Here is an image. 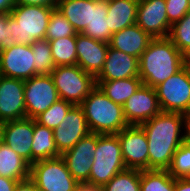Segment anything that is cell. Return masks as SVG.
Masks as SVG:
<instances>
[{"mask_svg":"<svg viewBox=\"0 0 190 191\" xmlns=\"http://www.w3.org/2000/svg\"><path fill=\"white\" fill-rule=\"evenodd\" d=\"M175 191H190V178L175 179Z\"/></svg>","mask_w":190,"mask_h":191,"instance_id":"41","label":"cell"},{"mask_svg":"<svg viewBox=\"0 0 190 191\" xmlns=\"http://www.w3.org/2000/svg\"><path fill=\"white\" fill-rule=\"evenodd\" d=\"M26 117L34 119L60 98L50 74L35 75L24 80Z\"/></svg>","mask_w":190,"mask_h":191,"instance_id":"10","label":"cell"},{"mask_svg":"<svg viewBox=\"0 0 190 191\" xmlns=\"http://www.w3.org/2000/svg\"><path fill=\"white\" fill-rule=\"evenodd\" d=\"M117 136L127 169L148 170V142L143 128L128 125Z\"/></svg>","mask_w":190,"mask_h":191,"instance_id":"11","label":"cell"},{"mask_svg":"<svg viewBox=\"0 0 190 191\" xmlns=\"http://www.w3.org/2000/svg\"><path fill=\"white\" fill-rule=\"evenodd\" d=\"M55 144L53 129L35 122L32 142V164L37 161L60 157Z\"/></svg>","mask_w":190,"mask_h":191,"instance_id":"24","label":"cell"},{"mask_svg":"<svg viewBox=\"0 0 190 191\" xmlns=\"http://www.w3.org/2000/svg\"><path fill=\"white\" fill-rule=\"evenodd\" d=\"M109 43L93 39L81 33L77 34V65L95 78L104 67Z\"/></svg>","mask_w":190,"mask_h":191,"instance_id":"19","label":"cell"},{"mask_svg":"<svg viewBox=\"0 0 190 191\" xmlns=\"http://www.w3.org/2000/svg\"><path fill=\"white\" fill-rule=\"evenodd\" d=\"M73 106V103L59 99L46 111L36 116L35 122L47 128L55 129L62 123Z\"/></svg>","mask_w":190,"mask_h":191,"instance_id":"30","label":"cell"},{"mask_svg":"<svg viewBox=\"0 0 190 191\" xmlns=\"http://www.w3.org/2000/svg\"><path fill=\"white\" fill-rule=\"evenodd\" d=\"M0 75L27 80L34 76L31 45H5L0 49Z\"/></svg>","mask_w":190,"mask_h":191,"instance_id":"12","label":"cell"},{"mask_svg":"<svg viewBox=\"0 0 190 191\" xmlns=\"http://www.w3.org/2000/svg\"><path fill=\"white\" fill-rule=\"evenodd\" d=\"M13 191H40L39 188L29 178L17 183Z\"/></svg>","mask_w":190,"mask_h":191,"instance_id":"38","label":"cell"},{"mask_svg":"<svg viewBox=\"0 0 190 191\" xmlns=\"http://www.w3.org/2000/svg\"><path fill=\"white\" fill-rule=\"evenodd\" d=\"M56 9L77 33L109 43L108 0H57Z\"/></svg>","mask_w":190,"mask_h":191,"instance_id":"3","label":"cell"},{"mask_svg":"<svg viewBox=\"0 0 190 191\" xmlns=\"http://www.w3.org/2000/svg\"><path fill=\"white\" fill-rule=\"evenodd\" d=\"M34 119L22 118L4 122L3 136L5 142L19 156L32 165V142Z\"/></svg>","mask_w":190,"mask_h":191,"instance_id":"18","label":"cell"},{"mask_svg":"<svg viewBox=\"0 0 190 191\" xmlns=\"http://www.w3.org/2000/svg\"><path fill=\"white\" fill-rule=\"evenodd\" d=\"M77 36L49 41L55 66L77 65Z\"/></svg>","mask_w":190,"mask_h":191,"instance_id":"27","label":"cell"},{"mask_svg":"<svg viewBox=\"0 0 190 191\" xmlns=\"http://www.w3.org/2000/svg\"><path fill=\"white\" fill-rule=\"evenodd\" d=\"M136 24L152 38L168 37L171 24L167 17L166 0H139Z\"/></svg>","mask_w":190,"mask_h":191,"instance_id":"15","label":"cell"},{"mask_svg":"<svg viewBox=\"0 0 190 191\" xmlns=\"http://www.w3.org/2000/svg\"><path fill=\"white\" fill-rule=\"evenodd\" d=\"M143 84L139 77L113 81H96L100 90L114 103L123 105Z\"/></svg>","mask_w":190,"mask_h":191,"instance_id":"25","label":"cell"},{"mask_svg":"<svg viewBox=\"0 0 190 191\" xmlns=\"http://www.w3.org/2000/svg\"><path fill=\"white\" fill-rule=\"evenodd\" d=\"M59 98L80 105L97 86L96 78L78 65L55 66L50 73Z\"/></svg>","mask_w":190,"mask_h":191,"instance_id":"7","label":"cell"},{"mask_svg":"<svg viewBox=\"0 0 190 191\" xmlns=\"http://www.w3.org/2000/svg\"><path fill=\"white\" fill-rule=\"evenodd\" d=\"M97 141L98 134L90 132L74 147L61 155L67 165L68 171L77 181H89Z\"/></svg>","mask_w":190,"mask_h":191,"instance_id":"16","label":"cell"},{"mask_svg":"<svg viewBox=\"0 0 190 191\" xmlns=\"http://www.w3.org/2000/svg\"><path fill=\"white\" fill-rule=\"evenodd\" d=\"M188 62L168 37L153 38L139 57V78L144 85L155 88Z\"/></svg>","mask_w":190,"mask_h":191,"instance_id":"2","label":"cell"},{"mask_svg":"<svg viewBox=\"0 0 190 191\" xmlns=\"http://www.w3.org/2000/svg\"><path fill=\"white\" fill-rule=\"evenodd\" d=\"M141 170L126 169L117 173L107 184L104 191H140Z\"/></svg>","mask_w":190,"mask_h":191,"instance_id":"31","label":"cell"},{"mask_svg":"<svg viewBox=\"0 0 190 191\" xmlns=\"http://www.w3.org/2000/svg\"><path fill=\"white\" fill-rule=\"evenodd\" d=\"M139 77V59L109 46L104 67L96 81H113Z\"/></svg>","mask_w":190,"mask_h":191,"instance_id":"20","label":"cell"},{"mask_svg":"<svg viewBox=\"0 0 190 191\" xmlns=\"http://www.w3.org/2000/svg\"><path fill=\"white\" fill-rule=\"evenodd\" d=\"M164 112L190 113V61L177 73L155 87Z\"/></svg>","mask_w":190,"mask_h":191,"instance_id":"8","label":"cell"},{"mask_svg":"<svg viewBox=\"0 0 190 191\" xmlns=\"http://www.w3.org/2000/svg\"><path fill=\"white\" fill-rule=\"evenodd\" d=\"M89 133L90 129L82 107L80 105H74L62 123L53 129L58 152L62 155Z\"/></svg>","mask_w":190,"mask_h":191,"instance_id":"14","label":"cell"},{"mask_svg":"<svg viewBox=\"0 0 190 191\" xmlns=\"http://www.w3.org/2000/svg\"><path fill=\"white\" fill-rule=\"evenodd\" d=\"M19 181L0 176V191H13Z\"/></svg>","mask_w":190,"mask_h":191,"instance_id":"39","label":"cell"},{"mask_svg":"<svg viewBox=\"0 0 190 191\" xmlns=\"http://www.w3.org/2000/svg\"><path fill=\"white\" fill-rule=\"evenodd\" d=\"M90 129L97 134H117L128 126L122 105L114 103L98 86L80 104Z\"/></svg>","mask_w":190,"mask_h":191,"instance_id":"5","label":"cell"},{"mask_svg":"<svg viewBox=\"0 0 190 191\" xmlns=\"http://www.w3.org/2000/svg\"><path fill=\"white\" fill-rule=\"evenodd\" d=\"M126 169L117 134H98L89 181L104 186L117 173Z\"/></svg>","mask_w":190,"mask_h":191,"instance_id":"6","label":"cell"},{"mask_svg":"<svg viewBox=\"0 0 190 191\" xmlns=\"http://www.w3.org/2000/svg\"><path fill=\"white\" fill-rule=\"evenodd\" d=\"M3 128H4V123L0 121V145L3 143L4 140Z\"/></svg>","mask_w":190,"mask_h":191,"instance_id":"43","label":"cell"},{"mask_svg":"<svg viewBox=\"0 0 190 191\" xmlns=\"http://www.w3.org/2000/svg\"><path fill=\"white\" fill-rule=\"evenodd\" d=\"M166 11L169 23L181 20L189 11L188 0H166Z\"/></svg>","mask_w":190,"mask_h":191,"instance_id":"34","label":"cell"},{"mask_svg":"<svg viewBox=\"0 0 190 191\" xmlns=\"http://www.w3.org/2000/svg\"><path fill=\"white\" fill-rule=\"evenodd\" d=\"M168 38L190 61V11L181 20L171 25Z\"/></svg>","mask_w":190,"mask_h":191,"instance_id":"28","label":"cell"},{"mask_svg":"<svg viewBox=\"0 0 190 191\" xmlns=\"http://www.w3.org/2000/svg\"><path fill=\"white\" fill-rule=\"evenodd\" d=\"M147 136L148 170H168L176 150L184 142L185 114L161 111L140 124Z\"/></svg>","mask_w":190,"mask_h":191,"instance_id":"1","label":"cell"},{"mask_svg":"<svg viewBox=\"0 0 190 191\" xmlns=\"http://www.w3.org/2000/svg\"><path fill=\"white\" fill-rule=\"evenodd\" d=\"M152 39L135 23L112 34L109 46L139 59Z\"/></svg>","mask_w":190,"mask_h":191,"instance_id":"21","label":"cell"},{"mask_svg":"<svg viewBox=\"0 0 190 191\" xmlns=\"http://www.w3.org/2000/svg\"><path fill=\"white\" fill-rule=\"evenodd\" d=\"M122 108L128 125H140L162 111L155 88L144 84L127 99Z\"/></svg>","mask_w":190,"mask_h":191,"instance_id":"13","label":"cell"},{"mask_svg":"<svg viewBox=\"0 0 190 191\" xmlns=\"http://www.w3.org/2000/svg\"><path fill=\"white\" fill-rule=\"evenodd\" d=\"M184 142L190 144V113L185 115Z\"/></svg>","mask_w":190,"mask_h":191,"instance_id":"42","label":"cell"},{"mask_svg":"<svg viewBox=\"0 0 190 191\" xmlns=\"http://www.w3.org/2000/svg\"><path fill=\"white\" fill-rule=\"evenodd\" d=\"M56 7L38 5H17L7 14L9 42L7 45H31L36 40L45 39L52 11Z\"/></svg>","mask_w":190,"mask_h":191,"instance_id":"4","label":"cell"},{"mask_svg":"<svg viewBox=\"0 0 190 191\" xmlns=\"http://www.w3.org/2000/svg\"><path fill=\"white\" fill-rule=\"evenodd\" d=\"M140 191H175V178L168 170H141Z\"/></svg>","mask_w":190,"mask_h":191,"instance_id":"26","label":"cell"},{"mask_svg":"<svg viewBox=\"0 0 190 191\" xmlns=\"http://www.w3.org/2000/svg\"><path fill=\"white\" fill-rule=\"evenodd\" d=\"M168 171L175 179L190 178V144L183 142L176 150Z\"/></svg>","mask_w":190,"mask_h":191,"instance_id":"33","label":"cell"},{"mask_svg":"<svg viewBox=\"0 0 190 191\" xmlns=\"http://www.w3.org/2000/svg\"><path fill=\"white\" fill-rule=\"evenodd\" d=\"M30 164L5 142L0 145V176L17 181L29 179Z\"/></svg>","mask_w":190,"mask_h":191,"instance_id":"23","label":"cell"},{"mask_svg":"<svg viewBox=\"0 0 190 191\" xmlns=\"http://www.w3.org/2000/svg\"><path fill=\"white\" fill-rule=\"evenodd\" d=\"M139 0H108L109 31L114 34L136 23Z\"/></svg>","mask_w":190,"mask_h":191,"instance_id":"22","label":"cell"},{"mask_svg":"<svg viewBox=\"0 0 190 191\" xmlns=\"http://www.w3.org/2000/svg\"><path fill=\"white\" fill-rule=\"evenodd\" d=\"M77 34V31L65 16L55 8L48 22L45 39L47 41H52L58 38L77 36Z\"/></svg>","mask_w":190,"mask_h":191,"instance_id":"32","label":"cell"},{"mask_svg":"<svg viewBox=\"0 0 190 191\" xmlns=\"http://www.w3.org/2000/svg\"><path fill=\"white\" fill-rule=\"evenodd\" d=\"M9 28L7 15H0V49L9 42Z\"/></svg>","mask_w":190,"mask_h":191,"instance_id":"35","label":"cell"},{"mask_svg":"<svg viewBox=\"0 0 190 191\" xmlns=\"http://www.w3.org/2000/svg\"><path fill=\"white\" fill-rule=\"evenodd\" d=\"M25 117L24 80L0 75V121Z\"/></svg>","mask_w":190,"mask_h":191,"instance_id":"17","label":"cell"},{"mask_svg":"<svg viewBox=\"0 0 190 191\" xmlns=\"http://www.w3.org/2000/svg\"><path fill=\"white\" fill-rule=\"evenodd\" d=\"M29 178L40 191H74L78 182L61 156L34 162L30 166Z\"/></svg>","mask_w":190,"mask_h":191,"instance_id":"9","label":"cell"},{"mask_svg":"<svg viewBox=\"0 0 190 191\" xmlns=\"http://www.w3.org/2000/svg\"><path fill=\"white\" fill-rule=\"evenodd\" d=\"M31 48L34 54V76L50 74L55 69V65L49 41L36 40L31 44Z\"/></svg>","mask_w":190,"mask_h":191,"instance_id":"29","label":"cell"},{"mask_svg":"<svg viewBox=\"0 0 190 191\" xmlns=\"http://www.w3.org/2000/svg\"><path fill=\"white\" fill-rule=\"evenodd\" d=\"M15 6V0H0V15L10 14Z\"/></svg>","mask_w":190,"mask_h":191,"instance_id":"40","label":"cell"},{"mask_svg":"<svg viewBox=\"0 0 190 191\" xmlns=\"http://www.w3.org/2000/svg\"><path fill=\"white\" fill-rule=\"evenodd\" d=\"M57 0H15V6L17 5H38L56 7Z\"/></svg>","mask_w":190,"mask_h":191,"instance_id":"37","label":"cell"},{"mask_svg":"<svg viewBox=\"0 0 190 191\" xmlns=\"http://www.w3.org/2000/svg\"><path fill=\"white\" fill-rule=\"evenodd\" d=\"M74 191H104L103 186L97 185L91 181H78L75 185Z\"/></svg>","mask_w":190,"mask_h":191,"instance_id":"36","label":"cell"}]
</instances>
